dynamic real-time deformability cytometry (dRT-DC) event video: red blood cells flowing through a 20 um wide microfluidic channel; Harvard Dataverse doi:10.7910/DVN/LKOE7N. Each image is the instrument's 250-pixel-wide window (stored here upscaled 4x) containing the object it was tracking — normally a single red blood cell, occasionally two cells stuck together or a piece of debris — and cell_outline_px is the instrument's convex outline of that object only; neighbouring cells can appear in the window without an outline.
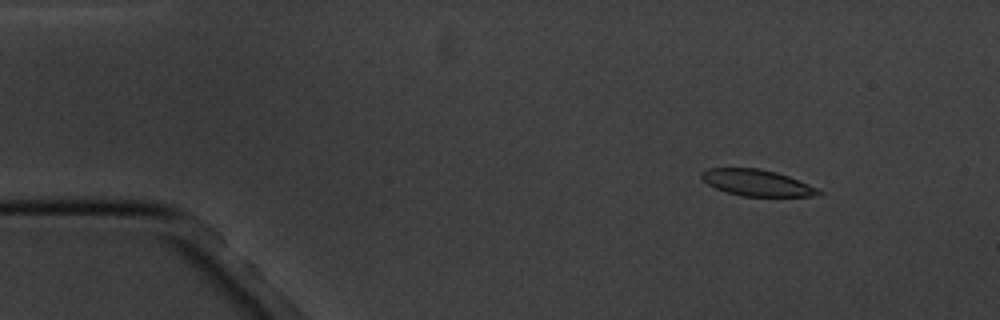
{"species": "common noctule bat (a hibernating species)", "species_latin": "Nyctalus noctula", "temperature_condition": "cold", "stored_images_in_passage": 4, "camera_frame_rate_fps": 3000, "um_per_image_px": 0.085, "animal": {"sex": "male", "body_mass_g": 20.1, "forearm_length_mm": 53.5}, "frame": {"image": 1, "passage_image": 1, "time_ms": 0.0, "image_size_px": [1000, 320], "cell_outline_px": [[824, 196], [740, 196], [724, 192], [708, 184], [700, 176], [700, 172], [708, 168], [760, 168], [776, 172], [788, 176], [808, 184], [824, 192]], "centroid_in_image_um": [64.34, 15.54], "position_along_channel_um": 20.7, "area_um2": 18.09}}
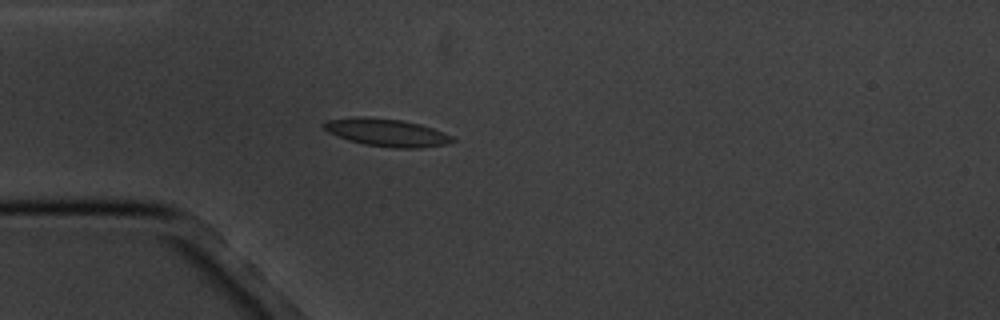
{"frame": {"image": 2, "passage_image": 3, "time_ms": 3.0, "image_size_px": [1000, 320], "cell_outline_px": [[456, 140], [444, 144], [420, 148], [392, 148], [364, 144], [348, 140], [336, 136], [328, 132], [324, 128], [324, 124], [328, 120], [360, 116], [400, 120], [420, 124], [444, 132], [452, 136]], "centroid_in_image_um": [32.87, 11.27], "position_along_channel_um": 52.1, "area_um2": 20.52}}